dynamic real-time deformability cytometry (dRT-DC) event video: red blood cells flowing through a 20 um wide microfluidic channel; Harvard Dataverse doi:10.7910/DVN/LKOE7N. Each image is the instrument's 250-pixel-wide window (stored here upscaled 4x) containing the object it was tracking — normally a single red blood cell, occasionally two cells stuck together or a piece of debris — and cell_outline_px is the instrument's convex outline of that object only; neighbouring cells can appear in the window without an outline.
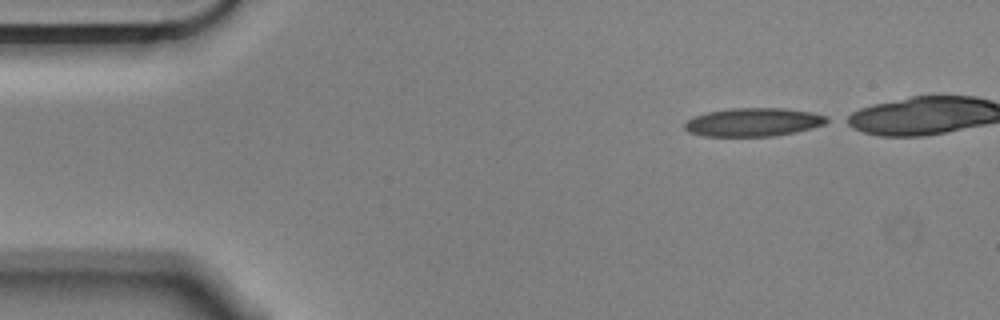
{"species": "Egyptian fruit bat (a non-hibernating species)", "species_latin": "Rousettus aegyptiacus", "temperature_condition": "cold", "stored_images_in_passage": 40, "camera_frame_rate_fps": 3000, "um_per_image_px": 0.085, "animal": {"sex": "male"}, "frame": {"image": 1, "passage_image": 1, "time_ms": 0.0, "image_size_px": [1000, 320], "cell_outline_px": [[832, 120], [824, 124], [812, 128], [796, 132], [772, 136], [704, 136], [688, 132], [684, 128], [684, 124], [692, 116], [708, 112], [732, 108], [784, 108], [812, 112], [828, 116]], "centroid_in_image_um": [64.06, 10.38], "position_along_channel_um": 20.9, "area_um2": 23.7}}
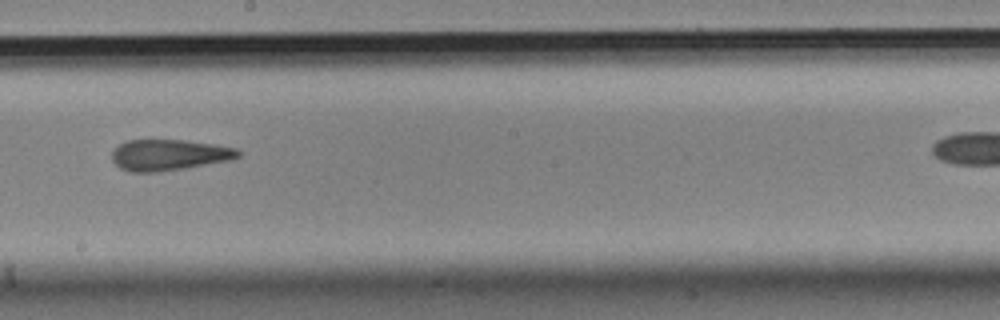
{"frame": {"image": 2, "passage_image": 25, "time_ms": 8.0, "image_size_px": [1000, 320], "cell_outline_px": [[240, 156], [228, 160], [184, 168], [156, 172], [128, 172], [120, 168], [112, 160], [112, 152], [120, 144], [128, 140], [184, 140], [212, 144], [236, 148], [240, 152]], "centroid_in_image_um": [14.33, 13.17], "position_along_channel_um": 233.9, "area_um2": 22.54}}
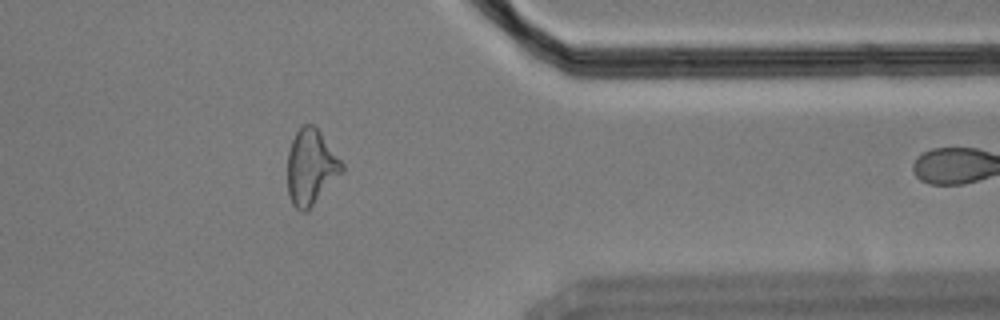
{"frame": {"image": 3, "passage_image": 39, "time_ms": 12.667, "image_size_px": [1000, 320], "cell_outline_px": [[344, 172], [308, 212], [300, 212], [292, 204], [288, 196], [288, 152], [292, 140], [296, 132], [304, 124], [312, 124], [320, 132], [344, 164]], "centroid_in_image_um": [26.44, 14.27], "position_along_channel_um": 385.0, "area_um2": 24.22}}